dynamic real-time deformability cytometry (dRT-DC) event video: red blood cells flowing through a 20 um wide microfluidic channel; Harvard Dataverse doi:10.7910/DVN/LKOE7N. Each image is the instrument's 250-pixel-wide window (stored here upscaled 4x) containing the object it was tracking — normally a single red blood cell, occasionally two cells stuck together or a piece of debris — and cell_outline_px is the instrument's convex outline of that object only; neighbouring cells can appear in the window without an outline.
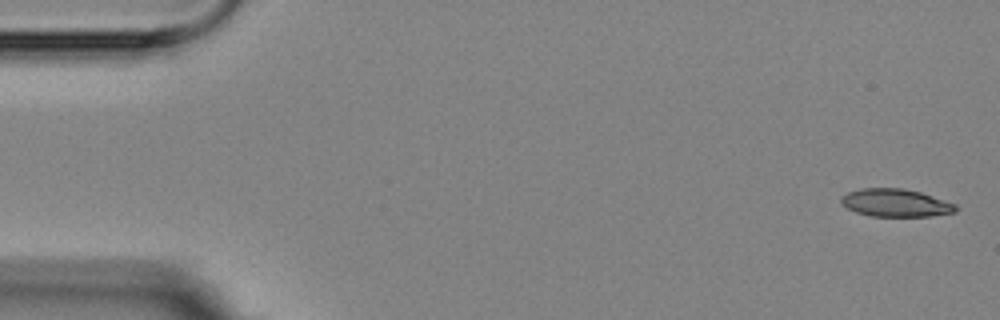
{"species": "Egyptian fruit bat (a non-hibernating species)", "species_latin": "Rousettus aegyptiacus", "temperature_condition": "room temperature", "stored_images_in_passage": 3, "camera_frame_rate_fps": 3000, "um_per_image_px": 0.085, "animal": {"sex": "female"}, "frame": {"image": 1, "passage_image": 1, "time_ms": 0.0, "image_size_px": [1000, 320], "cell_outline_px": [[956, 212], [932, 216], [872, 216], [856, 212], [840, 204], [840, 196], [848, 192], [860, 188], [904, 188], [920, 192], [956, 204]], "centroid_in_image_um": [76.09, 17.24], "position_along_channel_um": 8.9, "area_um2": 18.61}}